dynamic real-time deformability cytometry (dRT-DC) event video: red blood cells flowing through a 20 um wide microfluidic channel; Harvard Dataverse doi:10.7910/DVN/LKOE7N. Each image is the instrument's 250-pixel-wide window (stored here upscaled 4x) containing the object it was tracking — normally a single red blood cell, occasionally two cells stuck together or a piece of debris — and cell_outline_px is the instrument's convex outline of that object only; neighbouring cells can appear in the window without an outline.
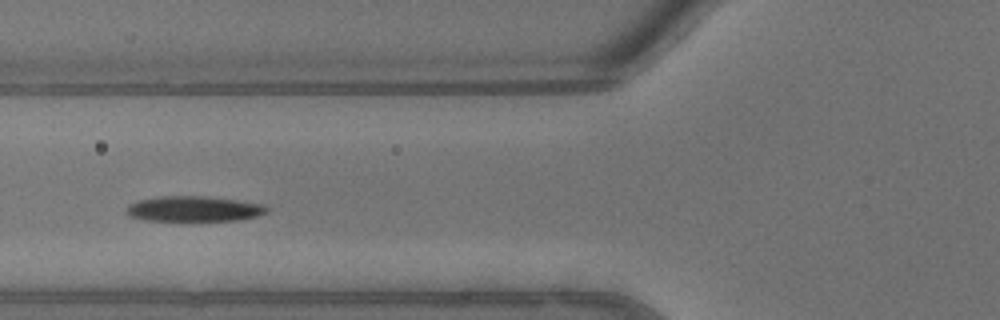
{"species": "common noctule bat (a hibernating species)", "species_latin": "Nyctalus noctula", "temperature_condition": "warm", "stored_images_in_passage": 31, "camera_frame_rate_fps": 3000, "um_per_image_px": 0.085, "animal": {"sex": "male", "body_mass_g": 13.3}, "frame": {"image": 1, "passage_image": 5, "time_ms": 1.333, "image_size_px": [1000, 320], "cell_outline_px": [[268, 212], [260, 216], [240, 220], [180, 224], [144, 220], [128, 216], [124, 212], [128, 204], [140, 200], [160, 196], [204, 196], [236, 200], [264, 204], [268, 208]], "centroid_in_image_um": [16.45, 17.82], "position_along_channel_um": 109.3, "area_um2": 22.2}}
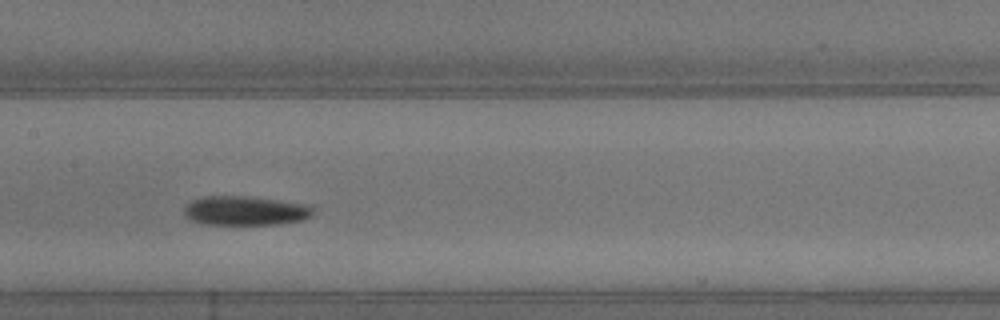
{"frame": {"image": 2, "passage_image": 10, "time_ms": 3.0, "image_size_px": [1000, 320], "cell_outline_px": [[312, 216], [304, 220], [280, 224], [200, 224], [184, 216], [184, 208], [192, 200], [200, 196], [244, 196], [280, 200], [312, 204]], "centroid_in_image_um": [20.87, 17.9], "position_along_channel_um": 186.5, "area_um2": 22.25}}
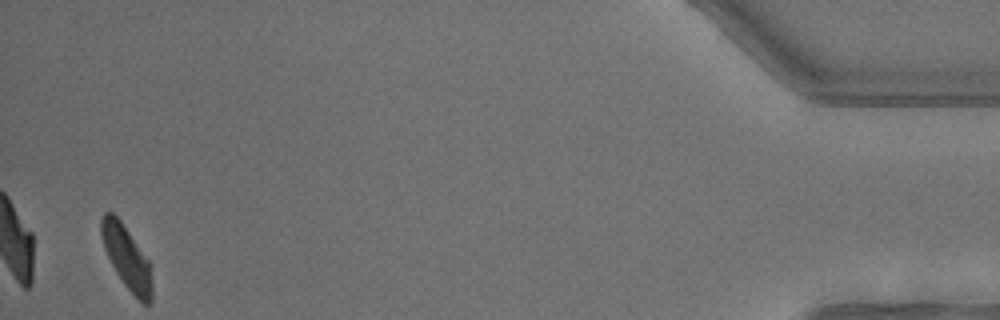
{"frame": {"image": 3, "passage_image": 31, "time_ms": 10.0, "image_size_px": [1000, 320], "cell_outline_px": [[152, 300], [148, 304], [144, 304], [124, 284], [116, 272], [104, 248], [100, 232], [100, 216], [104, 212], [112, 212], [120, 220], [152, 264]], "centroid_in_image_um": [10.78, 21.86], "position_along_channel_um": 424.4, "area_um2": 18.67}, "authors_computed_cell_mechanics": {"area_um2": 21.2704, "velocity_mm_per_s": 4.6304, "shape_relaxation_time_tau1_ms": 1.7842, "shape_relaxation_time_tau2_ms": null, "deformation_change_tau1": 0.1239, "deformation_change_tau2": null}}